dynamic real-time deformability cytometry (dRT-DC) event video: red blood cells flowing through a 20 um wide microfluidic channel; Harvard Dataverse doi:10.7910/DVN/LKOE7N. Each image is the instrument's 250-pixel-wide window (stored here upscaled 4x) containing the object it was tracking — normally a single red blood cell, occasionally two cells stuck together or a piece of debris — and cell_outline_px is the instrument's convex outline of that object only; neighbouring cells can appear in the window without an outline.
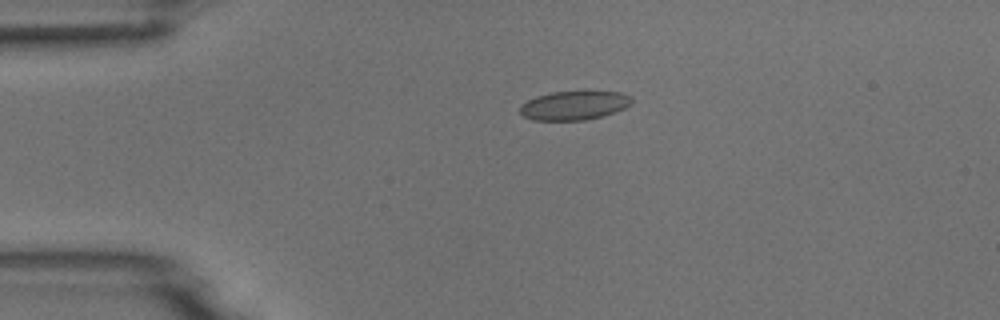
{"species": "common noctule bat (a hibernating species)", "species_latin": "Nyctalus noctula", "temperature_condition": "room temperature", "stored_images_in_passage": 4, "camera_frame_rate_fps": 3000, "um_per_image_px": 0.085, "animal": {"sex": "male", "body_mass_g": 18.8}, "frame": {"image": 1, "passage_image": 3, "time_ms": 2.333, "image_size_px": [1000, 320], "cell_outline_px": [[632, 104], [616, 112], [604, 116], [584, 120], [532, 120], [524, 116], [520, 112], [520, 104], [536, 96], [552, 92], [584, 88], [620, 92], [632, 96]], "centroid_in_image_um": [48.86, 8.91], "position_along_channel_um": 36.1, "area_um2": 19.83}}